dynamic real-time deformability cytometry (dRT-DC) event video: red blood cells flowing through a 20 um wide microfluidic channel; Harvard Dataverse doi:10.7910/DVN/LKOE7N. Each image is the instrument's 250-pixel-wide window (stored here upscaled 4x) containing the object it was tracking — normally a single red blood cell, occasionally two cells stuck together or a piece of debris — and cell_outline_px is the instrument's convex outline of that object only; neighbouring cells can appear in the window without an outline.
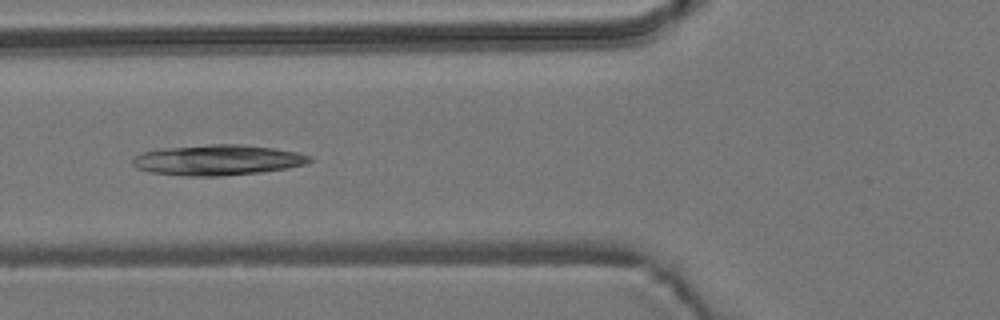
{"species": "common noctule bat (a hibernating species)", "species_latin": "Nyctalus noctula", "temperature_condition": "room temperature", "stored_images_in_passage": 7, "camera_frame_rate_fps": 3000, "um_per_image_px": 0.085, "animal": {"sex": "male", "body_mass_g": 19.2, "forearm_length_mm": 51.8}, "frame": {"image": 1, "passage_image": 6, "time_ms": 6.0, "image_size_px": [1000, 320], "cell_outline_px": [[312, 160], [308, 164], [288, 168], [260, 172], [220, 176], [188, 176], [148, 172], [136, 168], [132, 164], [132, 160], [136, 156], [144, 152], [160, 148], [208, 144], [240, 144], [272, 148], [296, 152], [312, 156]], "centroid_in_image_um": [18.5, 13.6], "position_along_channel_um": 107.3, "area_um2": 31.56}}
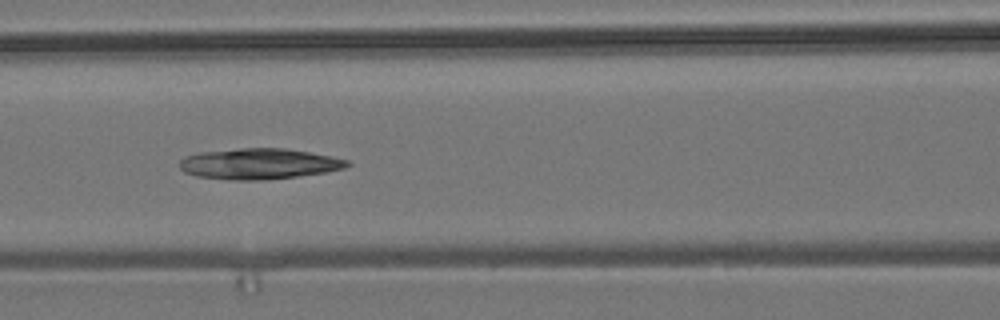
{"frame": {"image": 2, "passage_image": 7, "time_ms": 7.0, "image_size_px": [1000, 320], "cell_outline_px": [[352, 164], [344, 168], [324, 172], [296, 176], [264, 180], [236, 180], [196, 176], [184, 172], [180, 168], [180, 160], [184, 156], [200, 152], [240, 148], [284, 148], [332, 156], [348, 160]], "centroid_in_image_um": [22.0, 13.92], "position_along_channel_um": 144.6, "area_um2": 29.94}}